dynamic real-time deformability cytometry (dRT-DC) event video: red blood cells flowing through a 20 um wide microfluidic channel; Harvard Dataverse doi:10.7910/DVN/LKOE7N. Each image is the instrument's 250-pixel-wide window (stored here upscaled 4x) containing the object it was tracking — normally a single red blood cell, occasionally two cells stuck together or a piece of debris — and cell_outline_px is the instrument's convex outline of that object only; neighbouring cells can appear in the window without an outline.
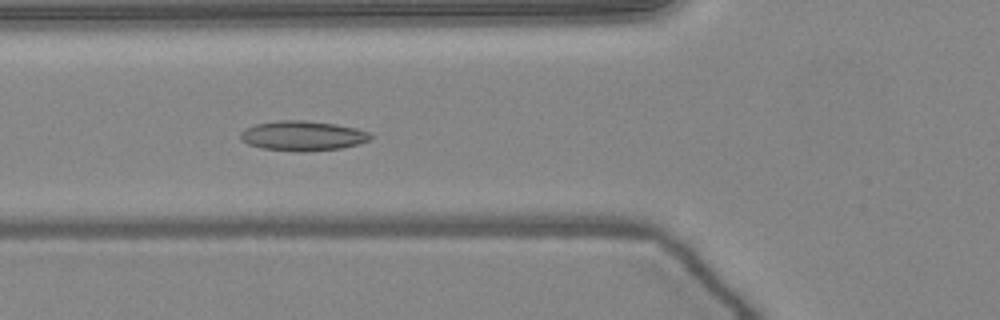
{"species": "common noctule bat (a hibernating species)", "species_latin": "Nyctalus noctula", "temperature_condition": "warm", "stored_images_in_passage": 51, "camera_frame_rate_fps": 3000, "um_per_image_px": 0.085, "animal": {"sex": "female", "body_mass_g": 24.6, "forearm_length_mm": 56.2}, "frame": {"image": 1, "passage_image": 19, "time_ms": 6.0, "image_size_px": [1000, 320], "cell_outline_px": [[372, 136], [368, 140], [360, 144], [340, 148], [304, 152], [260, 148], [248, 144], [240, 140], [240, 132], [244, 128], [256, 124], [280, 120], [304, 120], [336, 124], [356, 128], [368, 132]], "centroid_in_image_um": [25.7, 11.54], "position_along_channel_um": 100.1, "area_um2": 22.66}}
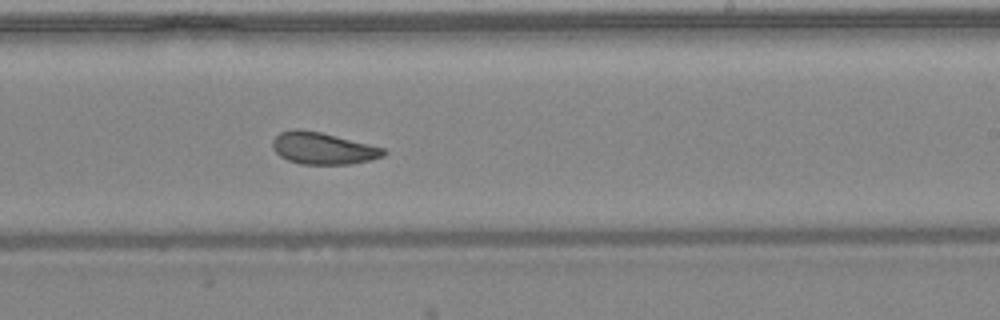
{"frame": {"image": 2, "passage_image": 31, "time_ms": 10.0, "image_size_px": [1000, 320], "cell_outline_px": [[388, 152], [384, 156], [352, 164], [300, 164], [288, 160], [280, 156], [272, 148], [272, 140], [280, 132], [296, 128], [300, 128], [320, 132], [384, 148]], "centroid_in_image_um": [27.42, 12.6], "position_along_channel_um": 261.6, "area_um2": 20.58}}
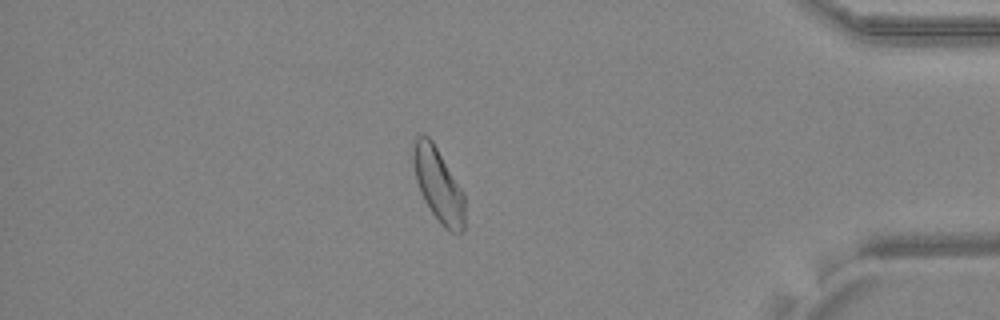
{"frame": {"image": 3, "passage_image": 44, "time_ms": 14.333, "image_size_px": [1000, 320], "cell_outline_px": [[464, 232], [448, 232], [440, 224], [424, 200], [416, 180], [412, 160], [412, 152], [416, 136], [420, 132], [428, 136], [432, 140], [464, 192]], "centroid_in_image_um": [37.25, 15.7], "position_along_channel_um": 397.9, "area_um2": 22.25}, "authors_computed_cell_mechanics": {"area_um2": 22.253, "velocity_mm_per_s": 4.0369, "shape_relaxation_time_tau1_ms": 5.9196, "shape_relaxation_time_tau2_ms": 2.6954, "deformation_change_tau1": 0.1399, "deformation_change_tau2": 0.0757}}